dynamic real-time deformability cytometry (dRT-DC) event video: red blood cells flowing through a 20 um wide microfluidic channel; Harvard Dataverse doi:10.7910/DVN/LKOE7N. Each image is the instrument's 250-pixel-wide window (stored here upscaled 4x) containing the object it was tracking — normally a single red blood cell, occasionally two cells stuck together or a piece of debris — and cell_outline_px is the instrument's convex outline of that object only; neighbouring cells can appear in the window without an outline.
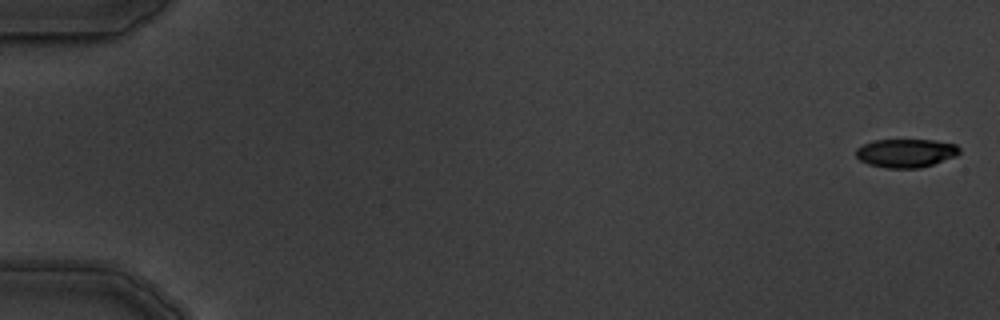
{"species": "common noctule bat (a hibernating species)", "species_latin": "Nyctalus noctula", "temperature_condition": "warm", "stored_images_in_passage": 8, "camera_frame_rate_fps": 3000, "um_per_image_px": 0.085, "animal": {"sex": "male", "body_mass_g": 19.5, "forearm_length_mm": 54.6}, "frame": {"image": 1, "passage_image": 1, "time_ms": 0.0, "image_size_px": [1000, 320], "cell_outline_px": [[960, 152], [956, 156], [932, 164], [916, 168], [888, 168], [868, 164], [860, 160], [856, 156], [856, 148], [872, 140], [936, 140], [956, 144], [960, 148]], "centroid_in_image_um": [77.0, 13.0], "position_along_channel_um": 8.0, "area_um2": 17.17}}
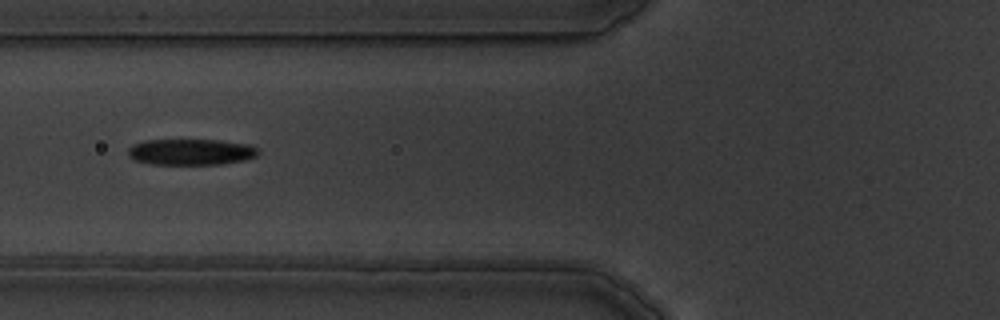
{"frame": {"image": 2, "passage_image": 7, "time_ms": 7.0, "image_size_px": [1000, 320], "cell_outline_px": [[260, 152], [256, 156], [244, 160], [220, 164], [152, 164], [136, 160], [128, 156], [128, 148], [132, 144], [144, 140], [220, 140], [248, 144], [256, 148]], "centroid_in_image_um": [16.21, 12.91], "position_along_channel_um": 109.6, "area_um2": 19.77}}
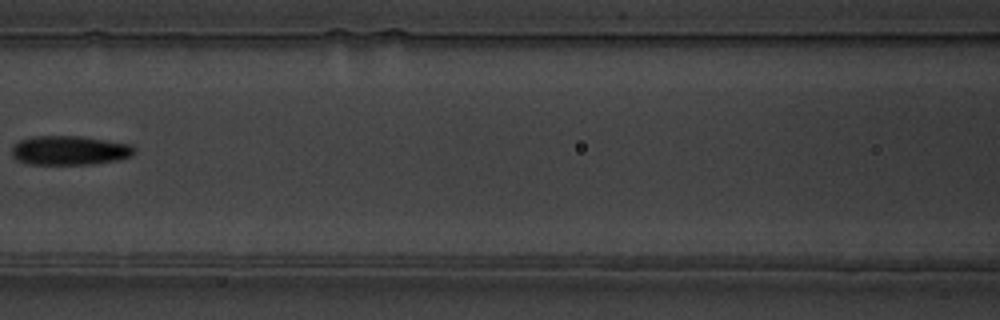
{"frame": {"image": 3, "passage_image": 8, "time_ms": 8.333, "image_size_px": [1000, 320], "cell_outline_px": [[136, 148], [132, 156], [116, 160], [92, 164], [28, 164], [16, 160], [12, 156], [12, 148], [20, 140], [32, 136], [80, 136], [132, 144]], "centroid_in_image_um": [5.92, 12.78], "position_along_channel_um": 160.7, "area_um2": 20.92}}